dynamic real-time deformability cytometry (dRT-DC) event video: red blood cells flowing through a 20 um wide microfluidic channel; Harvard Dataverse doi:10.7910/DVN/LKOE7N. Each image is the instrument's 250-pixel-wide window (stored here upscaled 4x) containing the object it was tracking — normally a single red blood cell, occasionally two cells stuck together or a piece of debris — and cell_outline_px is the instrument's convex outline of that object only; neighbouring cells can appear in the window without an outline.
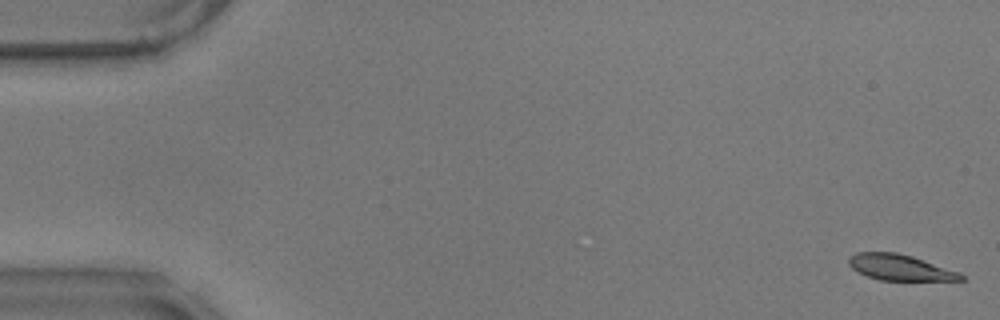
{"species": "common noctule bat (a hibernating species)", "species_latin": "Nyctalus noctula", "temperature_condition": "warm", "stored_images_in_passage": 14, "camera_frame_rate_fps": 3000, "um_per_image_px": 0.085, "animal": {"sex": "male", "body_mass_g": 17.9}, "frame": {"image": 1, "passage_image": 1, "time_ms": 0.0, "image_size_px": [1000, 320], "cell_outline_px": [[964, 280], [880, 280], [868, 276], [852, 268], [848, 264], [848, 260], [856, 252], [896, 252], [912, 256], [960, 272], [964, 276]], "centroid_in_image_um": [76.51, 22.73], "position_along_channel_um": 8.5, "area_um2": 16.7}}